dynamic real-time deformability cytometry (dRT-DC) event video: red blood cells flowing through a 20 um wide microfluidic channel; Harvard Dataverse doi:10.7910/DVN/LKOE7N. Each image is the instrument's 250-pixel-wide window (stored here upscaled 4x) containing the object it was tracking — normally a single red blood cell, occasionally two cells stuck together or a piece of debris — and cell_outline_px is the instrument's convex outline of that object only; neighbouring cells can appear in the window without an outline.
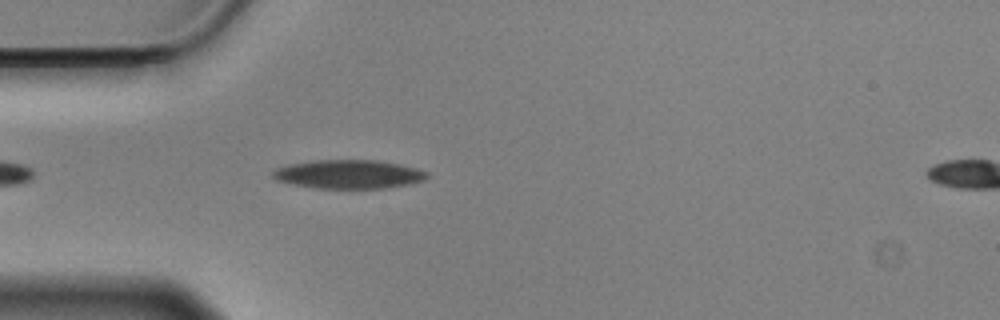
{"species": "Egyptian fruit bat (a non-hibernating species)", "species_latin": "Rousettus aegyptiacus", "temperature_condition": "cold", "stored_images_in_passage": 29, "camera_frame_rate_fps": 3000, "um_per_image_px": 0.085, "animal": {"sex": "male"}, "frame": {"image": 1, "passage_image": 4, "time_ms": 1.0, "image_size_px": [1000, 320], "cell_outline_px": [[428, 176], [424, 180], [408, 184], [388, 188], [312, 188], [292, 184], [276, 180], [272, 176], [272, 172], [276, 168], [288, 164], [312, 160], [376, 160], [400, 164], [416, 168], [428, 172]], "centroid_in_image_um": [29.61, 14.81], "position_along_channel_um": 55.4, "area_um2": 25.95}}
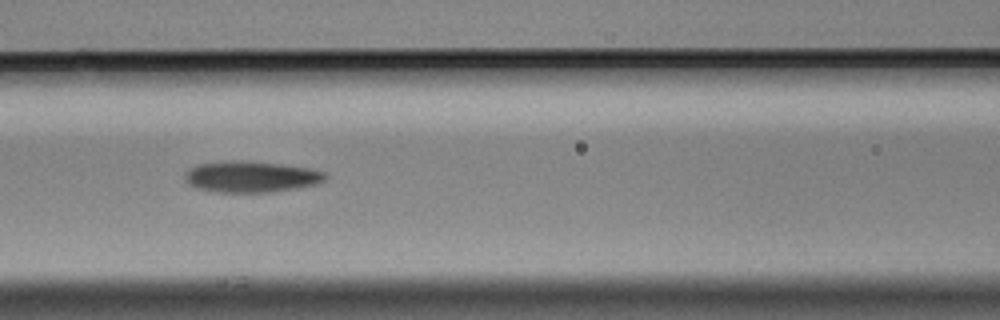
{"frame": {"image": 2, "passage_image": 12, "time_ms": 3.667, "image_size_px": [1000, 320], "cell_outline_px": [[328, 176], [324, 180], [316, 184], [296, 188], [272, 192], [212, 192], [196, 188], [188, 184], [184, 180], [184, 172], [188, 168], [200, 164], [224, 160], [240, 160], [280, 164], [308, 168], [324, 172]], "centroid_in_image_um": [21.27, 15.02], "position_along_channel_um": 145.3, "area_um2": 25.72}}
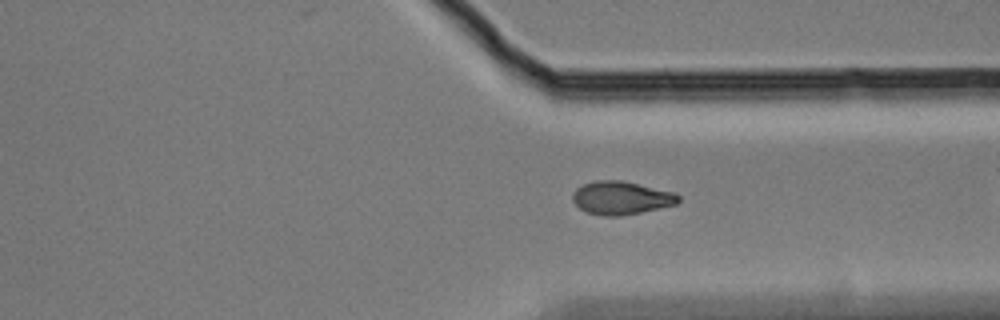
{"frame": {"image": 3, "passage_image": 27, "time_ms": 8.667, "image_size_px": [1000, 320], "cell_outline_px": [[680, 200], [676, 204], [640, 212], [620, 216], [604, 216], [588, 212], [580, 208], [572, 200], [572, 192], [576, 188], [584, 184], [596, 180], [620, 180], [676, 192], [680, 196]], "centroid_in_image_um": [52.8, 16.81], "position_along_channel_um": 358.6, "area_um2": 20.4}}